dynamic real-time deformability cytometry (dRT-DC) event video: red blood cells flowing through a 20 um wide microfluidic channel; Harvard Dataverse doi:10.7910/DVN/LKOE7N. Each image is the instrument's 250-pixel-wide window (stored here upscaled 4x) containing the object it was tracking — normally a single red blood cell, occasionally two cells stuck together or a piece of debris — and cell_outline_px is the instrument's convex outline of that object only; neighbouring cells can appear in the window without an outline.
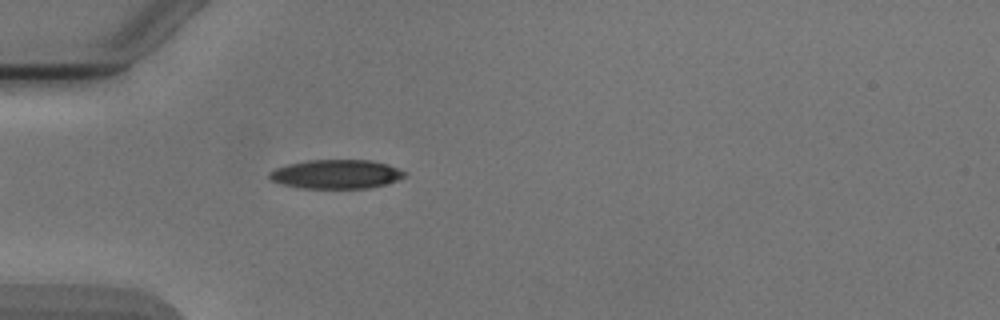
{"species": "Egyptian fruit bat (a non-hibernating species)", "species_latin": "Rousettus aegyptiacus", "temperature_condition": "cold", "stored_images_in_passage": 5, "camera_frame_rate_fps": 3000, "um_per_image_px": 0.085, "animal": {"sex": "male"}, "frame": {"image": 1, "passage_image": 5, "time_ms": 4.667, "image_size_px": [1000, 320], "cell_outline_px": [[408, 172], [404, 176], [396, 180], [384, 184], [368, 188], [300, 188], [280, 184], [272, 180], [268, 176], [268, 172], [276, 168], [288, 164], [308, 160], [372, 160], [388, 164]], "centroid_in_image_um": [28.56, 14.8], "position_along_channel_um": 56.4, "area_um2": 22.89}}